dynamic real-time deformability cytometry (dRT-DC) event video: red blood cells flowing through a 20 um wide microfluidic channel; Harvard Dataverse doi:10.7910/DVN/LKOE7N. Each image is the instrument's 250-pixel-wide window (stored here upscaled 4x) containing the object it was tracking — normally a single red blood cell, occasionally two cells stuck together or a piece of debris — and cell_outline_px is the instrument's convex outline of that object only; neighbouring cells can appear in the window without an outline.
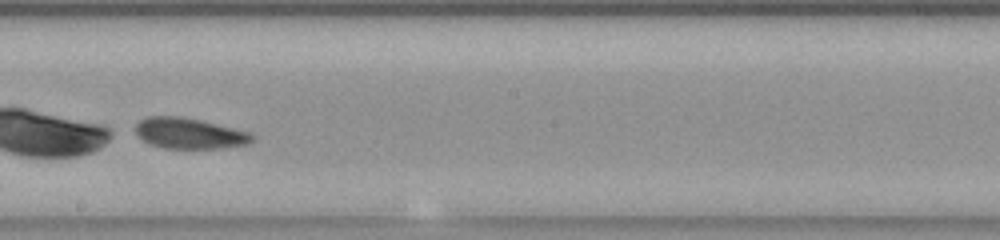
{"species": "common noctule bat (a hibernating species)", "species_latin": "Nyctalus noctula", "temperature_condition": "room temperature", "stored_images_in_passage": 40, "camera_frame_rate_fps": 3000, "um_per_image_px": 0.085, "animal": {"sex": "female", "body_mass_g": 23.0, "forearm_length_mm": 53.4}, "frame": {"image": 1, "passage_image": 18, "time_ms": 5.667, "image_size_px": [1000, 240], "cell_outline_px": [[256, 136], [248, 144], [220, 148], [164, 148], [152, 144], [144, 140], [136, 132], [136, 124], [140, 120], [148, 116], [184, 116], [252, 132]], "centroid_in_image_um": [16.15, 11.32], "position_along_channel_um": 232.0, "area_um2": 20.92}}